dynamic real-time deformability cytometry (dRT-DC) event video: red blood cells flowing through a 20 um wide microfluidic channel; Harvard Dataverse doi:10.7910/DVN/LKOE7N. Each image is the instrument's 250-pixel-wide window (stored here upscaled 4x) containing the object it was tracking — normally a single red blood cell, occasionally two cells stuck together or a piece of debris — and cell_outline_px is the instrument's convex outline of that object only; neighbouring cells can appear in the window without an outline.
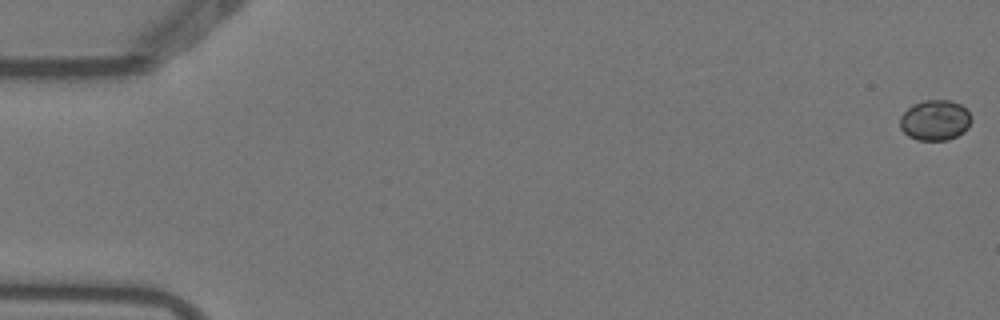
{"species": "Egyptian fruit bat (a non-hibernating species)", "species_latin": "Rousettus aegyptiacus", "temperature_condition": "warm", "stored_images_in_passage": 6, "camera_frame_rate_fps": 3000, "um_per_image_px": 0.085, "animal": {"sex": "female"}, "frame": {"image": 1, "passage_image": 1, "time_ms": 0.0, "image_size_px": [1000, 320], "cell_outline_px": [[972, 120], [968, 128], [964, 132], [948, 140], [916, 140], [908, 136], [900, 128], [900, 116], [912, 104], [924, 100], [952, 100], [960, 104], [972, 116]], "centroid_in_image_um": [79.48, 10.22], "position_along_channel_um": 5.5, "area_um2": 16.99}}
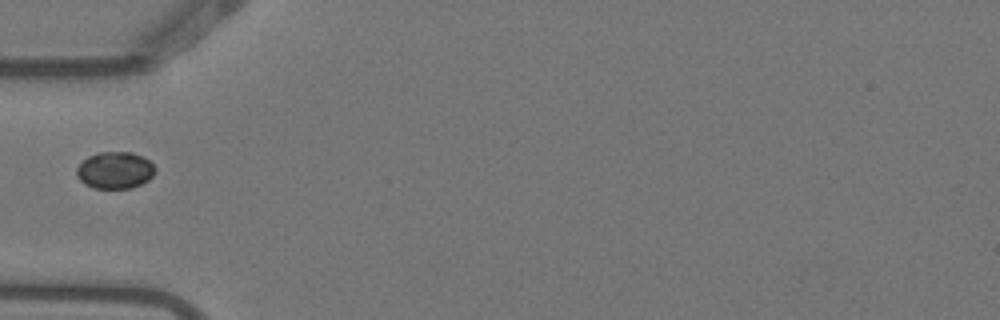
{"frame": {"image": 2, "passage_image": 5, "time_ms": 1.333, "image_size_px": [1000, 320], "cell_outline_px": [[156, 172], [148, 180], [132, 188], [92, 188], [84, 184], [76, 176], [76, 168], [88, 156], [100, 152], [132, 152], [144, 156], [156, 168]], "centroid_in_image_um": [9.77, 14.47], "position_along_channel_um": 75.2, "area_um2": 16.99}}
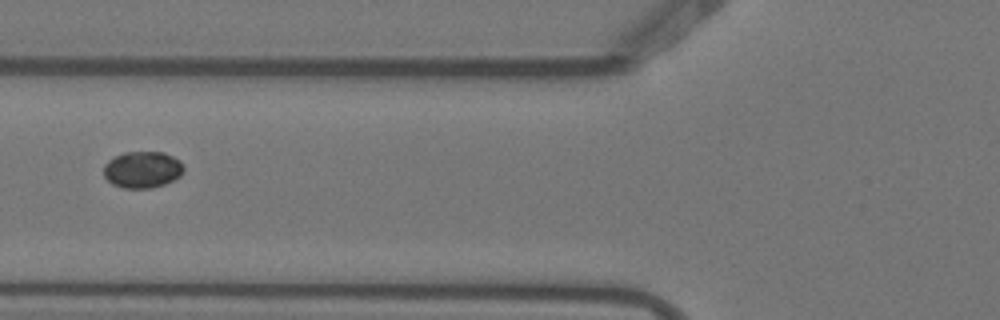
{"frame": {"image": 3, "passage_image": 6, "time_ms": 1.667, "image_size_px": [1000, 320], "cell_outline_px": [[184, 172], [180, 176], [164, 184], [148, 188], [124, 188], [112, 184], [104, 176], [104, 164], [108, 160], [124, 152], [164, 152], [180, 160], [184, 164]], "centroid_in_image_um": [12.12, 14.41], "position_along_channel_um": 113.7, "area_um2": 17.11}}